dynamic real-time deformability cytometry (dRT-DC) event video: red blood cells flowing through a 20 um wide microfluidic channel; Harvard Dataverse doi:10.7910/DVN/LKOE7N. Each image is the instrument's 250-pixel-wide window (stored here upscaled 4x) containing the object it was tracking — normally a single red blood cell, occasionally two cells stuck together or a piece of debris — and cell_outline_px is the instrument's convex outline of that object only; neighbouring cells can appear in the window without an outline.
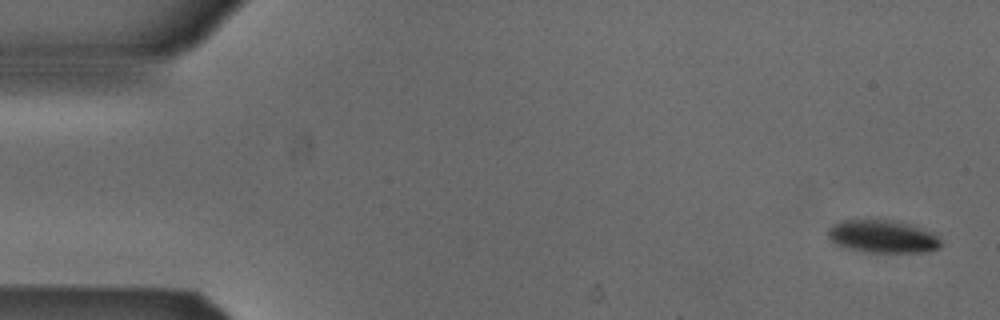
{"species": "Egyptian fruit bat (a non-hibernating species)", "species_latin": "Rousettus aegyptiacus", "temperature_condition": "cold", "stored_images_in_passage": 8, "camera_frame_rate_fps": 3000, "um_per_image_px": 0.085, "animal": {"sex": "male"}, "frame": {"image": 1, "passage_image": 1, "time_ms": 0.0, "image_size_px": [1000, 320], "cell_outline_px": [[940, 248], [924, 252], [868, 252], [852, 248], [840, 244], [832, 240], [828, 236], [828, 228], [832, 224], [840, 220], [892, 220], [908, 224], [932, 232], [940, 240]], "centroid_in_image_um": [75.04, 20.09], "position_along_channel_um": 10.0, "area_um2": 21.1}}
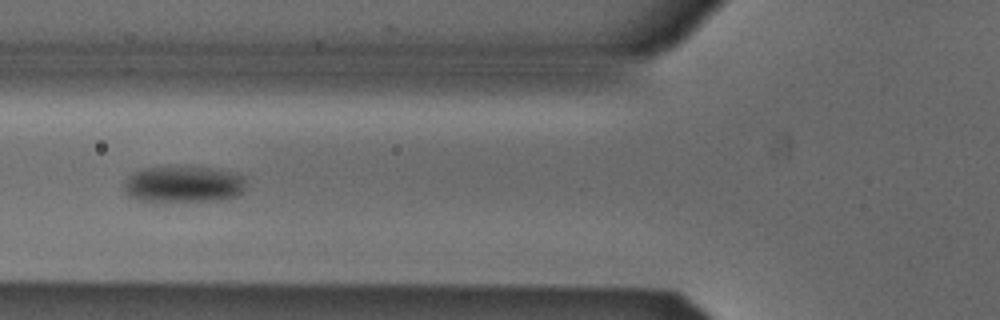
{"frame": {"image": 2, "passage_image": 5, "time_ms": 1.333, "image_size_px": [1000, 320], "cell_outline_px": [[244, 192], [240, 196], [220, 200], [140, 200], [128, 196], [124, 188], [124, 180], [132, 172], [144, 168], [212, 168], [236, 172], [244, 176]], "centroid_in_image_um": [15.63, 15.66], "position_along_channel_um": 110.2, "area_um2": 25.55}}
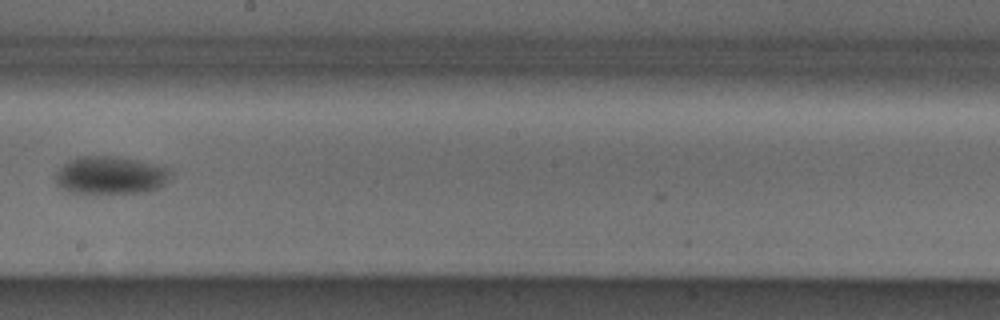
{"frame": {"image": 3, "passage_image": 8, "time_ms": 2.333, "image_size_px": [1000, 320], "cell_outline_px": [[172, 172], [160, 188], [148, 192], [68, 192], [60, 188], [56, 184], [56, 172], [68, 160], [76, 156], [116, 156], [136, 160], [164, 168]], "centroid_in_image_um": [9.33, 14.89], "position_along_channel_um": 238.9, "area_um2": 24.97}}